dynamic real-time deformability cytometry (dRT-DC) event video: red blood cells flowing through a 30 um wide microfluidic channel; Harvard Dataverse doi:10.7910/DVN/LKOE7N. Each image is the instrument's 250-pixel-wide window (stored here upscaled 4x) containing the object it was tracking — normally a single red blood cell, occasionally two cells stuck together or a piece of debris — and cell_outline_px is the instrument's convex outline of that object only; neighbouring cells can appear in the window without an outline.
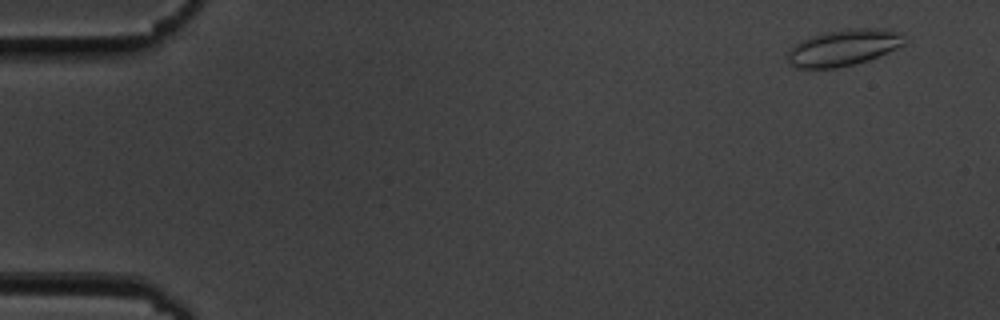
{"species": "common noctule bat (a hibernating species)", "species_latin": "Nyctalus noctula", "temperature_condition": "cold", "stored_images_in_passage": 56, "camera_frame_rate_fps": 3000, "um_per_image_px": 0.085, "animal": {"sex": "male", "body_mass_g": 19.5, "forearm_length_mm": 54.6}, "frame": {"image": 1, "passage_image": 4, "time_ms": 1.0, "image_size_px": [1000, 320], "cell_outline_px": [[904, 44], [896, 48], [868, 60], [856, 64], [836, 68], [796, 68], [788, 64], [788, 52], [796, 44], [812, 36], [824, 32], [848, 28], [888, 28], [900, 32]], "centroid_in_image_um": [71.69, 4.04], "position_along_channel_um": 13.3, "area_um2": 24.62}}
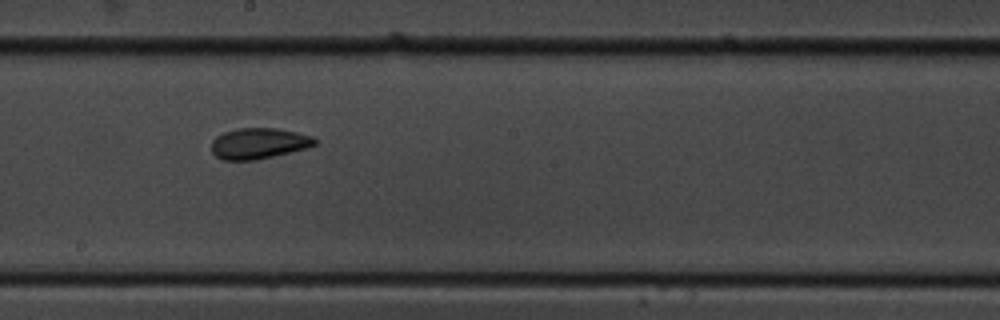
{"frame": {"image": 2, "passage_image": 32, "time_ms": 10.333, "image_size_px": [1000, 320], "cell_outline_px": [[316, 144], [304, 148], [256, 160], [224, 160], [216, 156], [212, 152], [212, 140], [216, 136], [224, 132], [236, 128], [276, 128], [296, 132], [312, 136], [316, 140]], "centroid_in_image_um": [21.95, 12.18], "position_along_channel_um": 226.3, "area_um2": 18.38}}
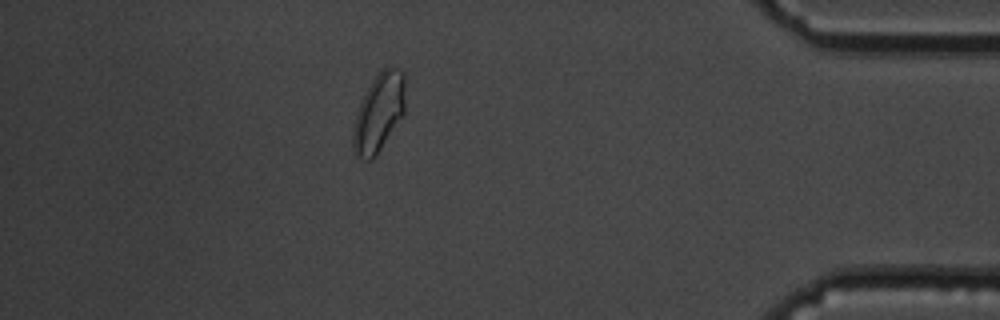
{"frame": {"image": 3, "passage_image": 50, "time_ms": 16.333, "image_size_px": [1000, 320], "cell_outline_px": [[404, 116], [376, 156], [372, 160], [364, 160], [356, 156], [352, 148], [352, 128], [360, 104], [376, 72], [380, 68], [388, 64], [392, 64], [404, 68]], "centroid_in_image_um": [32.22, 9.53], "position_along_channel_um": 403.0, "area_um2": 24.57}, "authors_computed_cell_mechanics": {"area_um2": 19.9699, "velocity_mm_per_s": 3.6012, "shape_relaxation_time_tau1_ms": 3.3214, "shape_relaxation_time_tau2_ms": 1.6676, "deformation_change_tau1": 0.0773, "deformation_change_tau2": 0.0539}}